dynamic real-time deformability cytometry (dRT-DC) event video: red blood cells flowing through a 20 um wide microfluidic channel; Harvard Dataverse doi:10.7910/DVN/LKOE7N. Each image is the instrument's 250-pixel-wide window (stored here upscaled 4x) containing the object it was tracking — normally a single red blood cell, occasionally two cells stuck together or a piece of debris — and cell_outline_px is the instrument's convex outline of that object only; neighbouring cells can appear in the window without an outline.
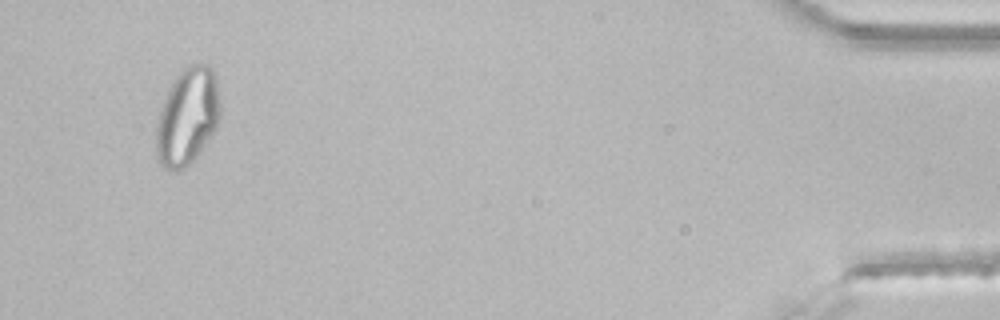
{"species": "common noctule bat (a hibernating species)", "species_latin": "Nyctalus noctula", "temperature_condition": "room temperature", "stored_images_in_passage": 46, "segment_of_instrument_passage": [2, 2], "camera_frame_rate_fps": 3000, "um_per_image_px": 0.085, "animal": {"sex": "male", "body_mass_g": 21.5, "forearm_length_mm": 52.0}, "frame": {"image": 1, "passage_image": 44, "time_ms": 14.333, "image_size_px": [1000, 320], "cell_outline_px": [[220, 120], [216, 128], [196, 156], [180, 172], [176, 172], [168, 168], [160, 160], [156, 148], [156, 124], [164, 100], [176, 76], [188, 64], [208, 64], [212, 68], [216, 76], [220, 104]], "centroid_in_image_um": [15.96, 9.87], "position_along_channel_um": 419.2, "area_um2": 35.78}}